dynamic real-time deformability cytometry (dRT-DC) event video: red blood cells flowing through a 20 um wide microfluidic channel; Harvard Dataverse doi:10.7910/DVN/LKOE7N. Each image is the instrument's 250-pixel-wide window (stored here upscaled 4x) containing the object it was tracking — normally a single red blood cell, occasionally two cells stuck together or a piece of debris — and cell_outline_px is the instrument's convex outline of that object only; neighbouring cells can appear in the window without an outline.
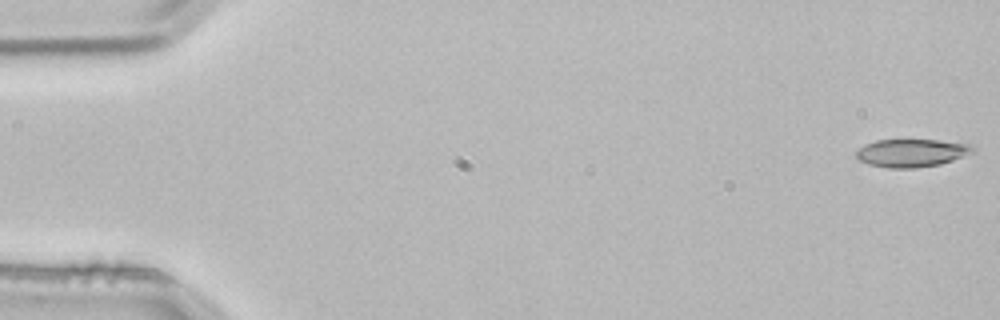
{"species": "common noctule bat (a hibernating species)", "species_latin": "Nyctalus noctula", "temperature_condition": "room temperature", "stored_images_in_passage": 2, "camera_frame_rate_fps": 3000, "um_per_image_px": 0.085, "animal": {"sex": "male", "body_mass_g": 21.5, "forearm_length_mm": 52.0}, "frame": {"image": 1, "passage_image": 2, "time_ms": 0.333, "image_size_px": [1000, 320], "cell_outline_px": [[976, 148], [972, 152], [952, 160], [940, 164], [916, 168], [888, 168], [868, 164], [860, 160], [856, 156], [856, 152], [864, 144], [876, 140], [936, 140], [972, 144]], "centroid_in_image_um": [77.48, 13.0], "position_along_channel_um": 7.5, "area_um2": 18.9}}